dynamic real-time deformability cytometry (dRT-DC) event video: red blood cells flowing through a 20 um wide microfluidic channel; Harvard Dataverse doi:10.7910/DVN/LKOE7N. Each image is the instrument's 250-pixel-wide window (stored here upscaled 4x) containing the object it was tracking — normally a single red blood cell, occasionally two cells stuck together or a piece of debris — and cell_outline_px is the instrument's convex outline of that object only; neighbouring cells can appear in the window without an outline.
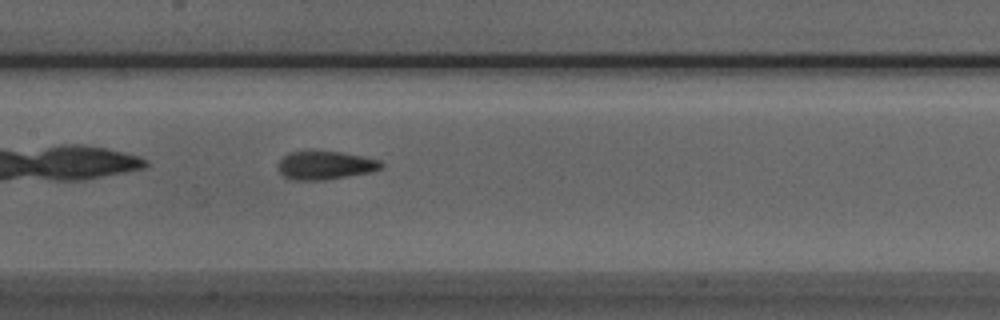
{"species": "Egyptian fruit bat (a non-hibernating species)", "species_latin": "Rousettus aegyptiacus", "temperature_condition": "room temperature", "stored_images_in_passage": 26, "camera_frame_rate_fps": 3000, "um_per_image_px": 0.085, "animal": {"sex": "male"}, "frame": {"image": 1, "passage_image": 9, "time_ms": 2.667, "image_size_px": [1000, 320], "cell_outline_px": [[384, 164], [380, 168], [368, 172], [324, 180], [292, 180], [284, 176], [280, 172], [276, 164], [288, 152], [340, 152], [380, 160]], "centroid_in_image_um": [27.6, 14.06], "position_along_channel_um": 179.8, "area_um2": 16.7}}
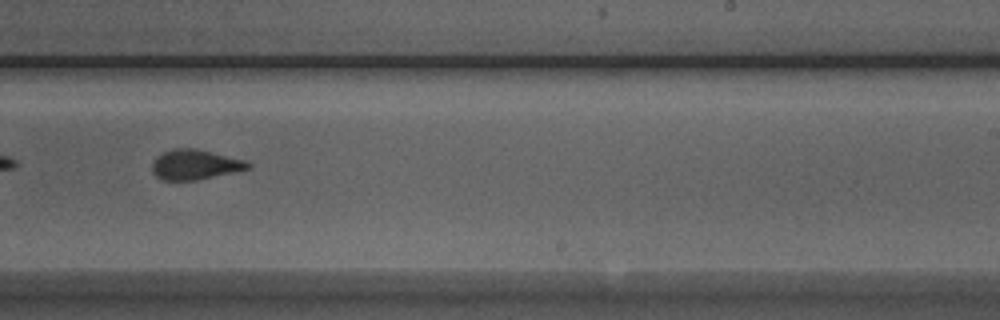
{"frame": {"image": 2, "passage_image": 16, "time_ms": 5.0, "image_size_px": [1000, 320], "cell_outline_px": [[252, 168], [196, 180], [164, 180], [156, 176], [152, 172], [152, 160], [156, 156], [172, 148], [196, 148], [244, 160], [252, 164]], "centroid_in_image_um": [16.55, 13.98], "position_along_channel_um": 272.4, "area_um2": 16.76}}
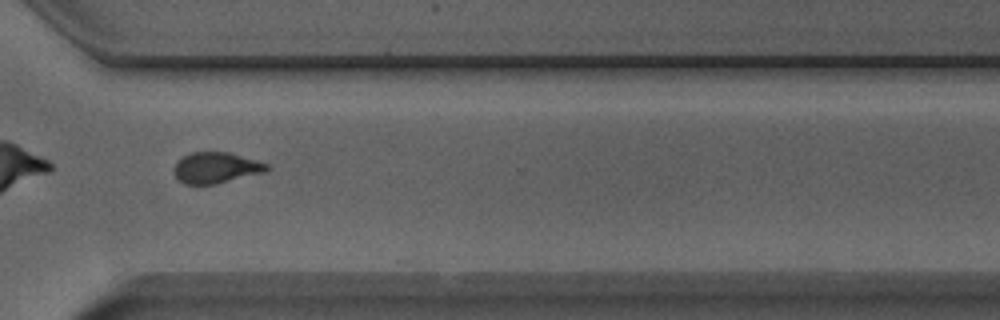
{"frame": {"image": 3, "passage_image": 22, "time_ms": 7.0, "image_size_px": [1000, 320], "cell_outline_px": [[272, 168], [268, 172], [216, 184], [184, 184], [176, 180], [172, 172], [172, 168], [184, 156], [192, 152], [228, 152], [268, 164]], "centroid_in_image_um": [18.37, 14.28], "position_along_channel_um": 352.2, "area_um2": 16.99}}